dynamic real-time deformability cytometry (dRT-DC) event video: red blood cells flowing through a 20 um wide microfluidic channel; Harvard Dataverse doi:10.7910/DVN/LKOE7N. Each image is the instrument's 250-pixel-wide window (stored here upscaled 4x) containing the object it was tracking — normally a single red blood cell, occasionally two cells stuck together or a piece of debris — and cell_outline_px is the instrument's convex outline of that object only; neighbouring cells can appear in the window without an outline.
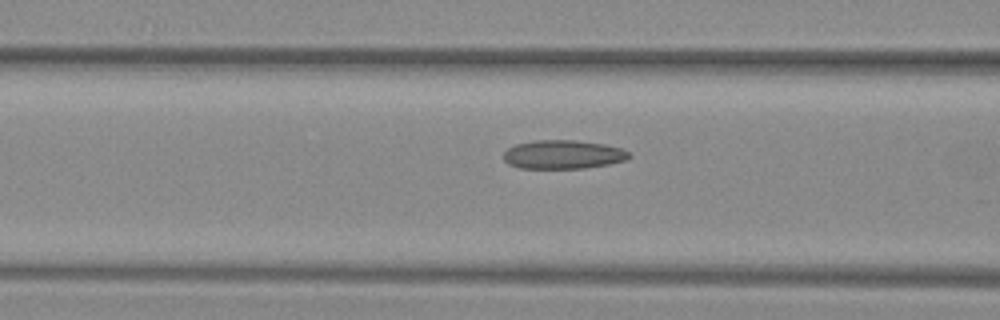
{"species": "common noctule bat (a hibernating species)", "species_latin": "Nyctalus noctula", "temperature_condition": "warm", "stored_images_in_passage": 7, "camera_frame_rate_fps": 3000, "um_per_image_px": 0.085, "animal": {"sex": "female", "body_mass_g": 29.2, "forearm_length_mm": 56.3}, "frame": {"image": 1, "passage_image": 6, "time_ms": 1.667, "image_size_px": [1000, 320], "cell_outline_px": [[632, 156], [628, 160], [608, 164], [584, 168], [520, 168], [508, 164], [504, 160], [504, 152], [508, 148], [516, 144], [536, 140], [572, 140], [604, 144], [620, 148], [628, 152]], "centroid_in_image_um": [47.86, 13.13], "position_along_channel_um": 118.7, "area_um2": 20.98}}